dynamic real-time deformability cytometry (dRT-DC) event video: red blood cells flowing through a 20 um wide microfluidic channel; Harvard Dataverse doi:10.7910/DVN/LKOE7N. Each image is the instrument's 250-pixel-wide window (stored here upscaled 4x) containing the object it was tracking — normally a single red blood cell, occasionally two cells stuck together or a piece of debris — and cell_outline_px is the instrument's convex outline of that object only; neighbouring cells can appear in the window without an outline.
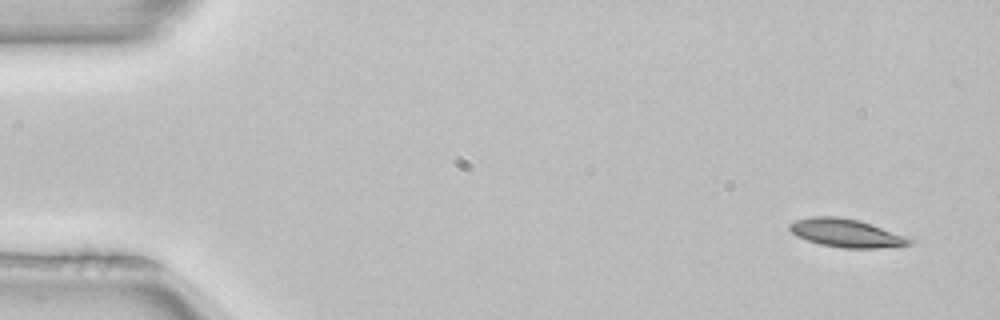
{"species": "common noctule bat (a hibernating species)", "species_latin": "Nyctalus noctula", "temperature_condition": "room temperature", "stored_images_in_passage": 4, "camera_frame_rate_fps": 3000, "um_per_image_px": 0.085, "animal": {"sex": "female", "body_mass_g": 22.7, "forearm_length_mm": 54.2}, "frame": {"image": 1, "passage_image": 1, "time_ms": 0.0, "image_size_px": [1000, 320], "cell_outline_px": [[912, 244], [876, 248], [844, 248], [820, 244], [796, 236], [788, 228], [788, 224], [796, 220], [812, 216], [836, 216], [860, 220], [872, 224], [904, 236], [912, 240]], "centroid_in_image_um": [71.88, 19.8], "position_along_channel_um": 13.1, "area_um2": 19.54}}
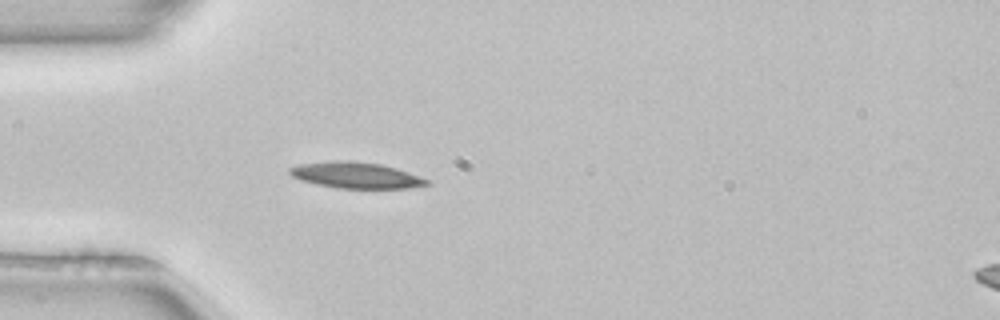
{"frame": {"image": 2, "passage_image": 4, "time_ms": 1.0, "image_size_px": [1000, 320], "cell_outline_px": [[432, 184], [408, 188], [336, 188], [316, 184], [300, 180], [292, 176], [288, 172], [288, 168], [300, 164], [328, 160], [352, 160], [380, 164], [396, 168], [432, 180]], "centroid_in_image_um": [30.26, 14.89], "position_along_channel_um": 54.7, "area_um2": 21.15}}